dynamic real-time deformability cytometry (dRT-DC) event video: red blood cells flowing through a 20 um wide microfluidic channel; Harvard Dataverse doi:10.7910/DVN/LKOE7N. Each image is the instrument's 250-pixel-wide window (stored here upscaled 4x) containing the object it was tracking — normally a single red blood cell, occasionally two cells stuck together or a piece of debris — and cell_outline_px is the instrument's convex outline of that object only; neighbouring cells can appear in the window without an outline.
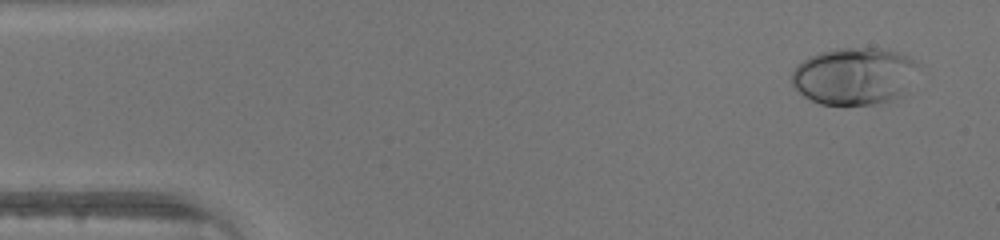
{"species": "human", "species_latin": "Homo sapiens", "temperature_condition": "warm", "stored_images_in_passage": 44, "camera_frame_rate_fps": 3000, "um_per_image_px": 0.085, "donor": {"sex": "male"}, "frame": {"image": 1, "passage_image": 1, "time_ms": 0.0, "image_size_px": [1000, 240], "cell_outline_px": [[920, 68], [908, 92], [892, 100], [872, 104], [820, 104], [804, 96], [792, 84], [792, 72], [804, 60], [820, 52], [840, 48], [876, 48], [896, 52], [908, 56]], "centroid_in_image_um": [72.67, 6.47], "position_along_channel_um": 12.3, "area_um2": 42.02}}
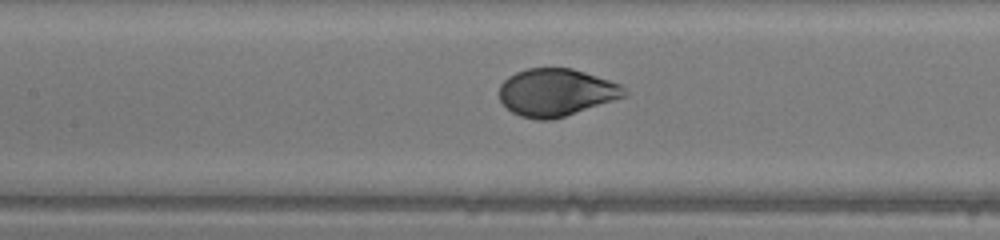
{"frame": {"image": 2, "passage_image": 19, "time_ms": 6.0, "image_size_px": [1000, 240], "cell_outline_px": [[628, 96], [552, 120], [536, 120], [520, 116], [512, 112], [500, 100], [500, 84], [508, 76], [516, 72], [528, 68], [572, 68], [620, 84], [628, 92]], "centroid_in_image_um": [47.27, 7.86], "position_along_channel_um": 160.1, "area_um2": 34.56}}
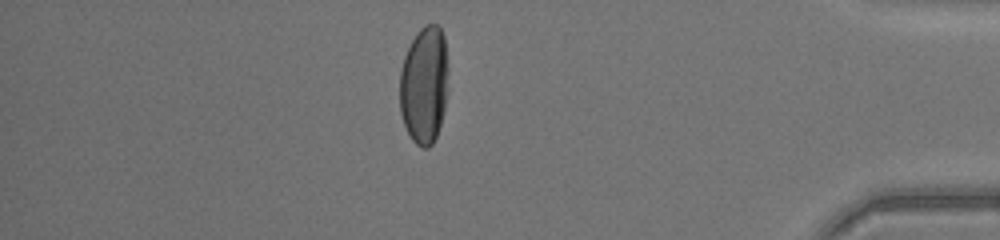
{"frame": {"image": 3, "passage_image": 38, "time_ms": 12.333, "image_size_px": [1000, 240], "cell_outline_px": [[448, 92], [440, 124], [436, 136], [432, 144], [428, 148], [424, 148], [416, 144], [412, 140], [404, 124], [400, 112], [400, 72], [404, 56], [416, 32], [424, 24], [436, 24], [440, 28], [444, 36], [448, 68]], "centroid_in_image_um": [36.06, 7.2], "position_along_channel_um": 399.1, "area_um2": 33.58}}